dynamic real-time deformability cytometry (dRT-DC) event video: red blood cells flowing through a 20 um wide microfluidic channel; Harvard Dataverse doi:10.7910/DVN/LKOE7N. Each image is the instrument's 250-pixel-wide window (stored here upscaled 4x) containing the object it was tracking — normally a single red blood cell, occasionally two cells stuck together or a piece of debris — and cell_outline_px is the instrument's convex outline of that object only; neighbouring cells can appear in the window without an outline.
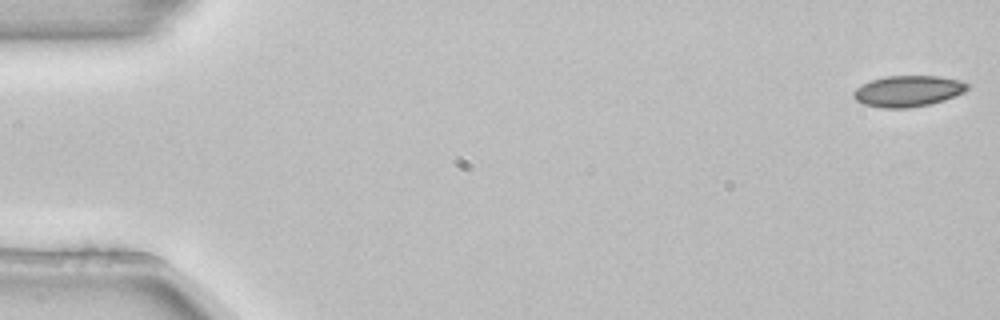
{"species": "common noctule bat (a hibernating species)", "species_latin": "Nyctalus noctula", "temperature_condition": "room temperature", "stored_images_in_passage": 5, "camera_frame_rate_fps": 3000, "um_per_image_px": 0.085, "animal": {"sex": "female", "body_mass_g": 22.7, "forearm_length_mm": 54.2}, "frame": {"image": 1, "passage_image": 1, "time_ms": 0.0, "image_size_px": [1000, 320], "cell_outline_px": [[968, 88], [964, 92], [944, 100], [928, 104], [908, 108], [880, 108], [864, 104], [856, 100], [852, 96], [852, 92], [856, 88], [872, 80], [884, 76], [940, 76], [960, 80], [968, 84]], "centroid_in_image_um": [77.16, 7.74], "position_along_channel_um": 7.8, "area_um2": 20.58}}
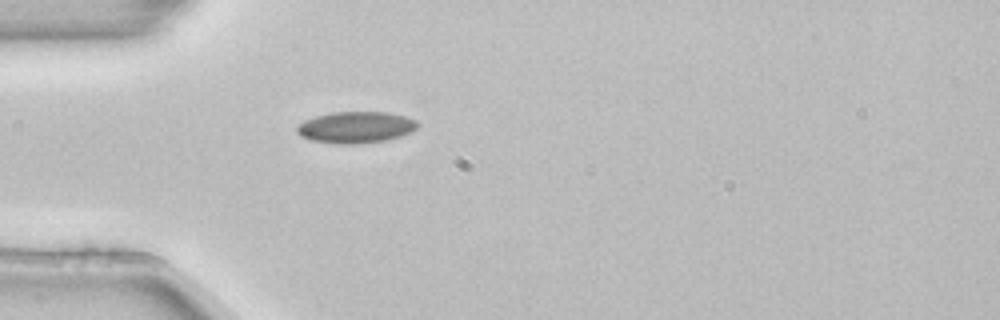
{"frame": {"image": 2, "passage_image": 5, "time_ms": 1.333, "image_size_px": [1000, 320], "cell_outline_px": [[420, 124], [412, 132], [388, 140], [356, 144], [336, 144], [312, 140], [300, 136], [296, 132], [296, 124], [304, 120], [316, 116], [332, 112], [388, 112], [404, 116], [416, 120]], "centroid_in_image_um": [30.23, 10.82], "position_along_channel_um": 54.8, "area_um2": 22.37}}